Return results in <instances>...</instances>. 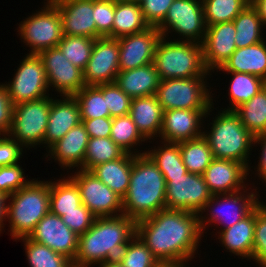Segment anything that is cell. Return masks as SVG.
Returning <instances> with one entry per match:
<instances>
[{
  "label": "cell",
  "instance_id": "1",
  "mask_svg": "<svg viewBox=\"0 0 266 267\" xmlns=\"http://www.w3.org/2000/svg\"><path fill=\"white\" fill-rule=\"evenodd\" d=\"M199 216L165 208L136 221V235L160 264L187 266L203 236Z\"/></svg>",
  "mask_w": 266,
  "mask_h": 267
},
{
  "label": "cell",
  "instance_id": "2",
  "mask_svg": "<svg viewBox=\"0 0 266 267\" xmlns=\"http://www.w3.org/2000/svg\"><path fill=\"white\" fill-rule=\"evenodd\" d=\"M136 235V221L125 214L96 217L91 228L78 237L73 267H90L116 260Z\"/></svg>",
  "mask_w": 266,
  "mask_h": 267
},
{
  "label": "cell",
  "instance_id": "3",
  "mask_svg": "<svg viewBox=\"0 0 266 267\" xmlns=\"http://www.w3.org/2000/svg\"><path fill=\"white\" fill-rule=\"evenodd\" d=\"M166 181L146 155L133 154L127 194L122 199L123 214L138 221L166 208Z\"/></svg>",
  "mask_w": 266,
  "mask_h": 267
},
{
  "label": "cell",
  "instance_id": "4",
  "mask_svg": "<svg viewBox=\"0 0 266 267\" xmlns=\"http://www.w3.org/2000/svg\"><path fill=\"white\" fill-rule=\"evenodd\" d=\"M216 116L211 123V130L208 133L207 130L203 131V137L209 143L213 158L237 161L249 172L248 158L252 146H255V136L244 127L234 110L225 108Z\"/></svg>",
  "mask_w": 266,
  "mask_h": 267
},
{
  "label": "cell",
  "instance_id": "5",
  "mask_svg": "<svg viewBox=\"0 0 266 267\" xmlns=\"http://www.w3.org/2000/svg\"><path fill=\"white\" fill-rule=\"evenodd\" d=\"M7 219L14 239L28 237L37 223L50 212L49 182L31 180L8 196Z\"/></svg>",
  "mask_w": 266,
  "mask_h": 267
},
{
  "label": "cell",
  "instance_id": "6",
  "mask_svg": "<svg viewBox=\"0 0 266 267\" xmlns=\"http://www.w3.org/2000/svg\"><path fill=\"white\" fill-rule=\"evenodd\" d=\"M159 40L153 64L160 80L173 78H192L208 76L210 72L205 67L202 44L182 41Z\"/></svg>",
  "mask_w": 266,
  "mask_h": 267
},
{
  "label": "cell",
  "instance_id": "7",
  "mask_svg": "<svg viewBox=\"0 0 266 267\" xmlns=\"http://www.w3.org/2000/svg\"><path fill=\"white\" fill-rule=\"evenodd\" d=\"M206 77L160 80L156 96L163 111L171 109H210L213 105V99L212 92L206 88L209 87L205 83Z\"/></svg>",
  "mask_w": 266,
  "mask_h": 267
},
{
  "label": "cell",
  "instance_id": "8",
  "mask_svg": "<svg viewBox=\"0 0 266 267\" xmlns=\"http://www.w3.org/2000/svg\"><path fill=\"white\" fill-rule=\"evenodd\" d=\"M52 97L23 102L14 106L9 136L24 148L44 144Z\"/></svg>",
  "mask_w": 266,
  "mask_h": 267
},
{
  "label": "cell",
  "instance_id": "9",
  "mask_svg": "<svg viewBox=\"0 0 266 267\" xmlns=\"http://www.w3.org/2000/svg\"><path fill=\"white\" fill-rule=\"evenodd\" d=\"M43 9L21 21L17 32L30 53L57 47L63 38L62 20L57 7L44 5Z\"/></svg>",
  "mask_w": 266,
  "mask_h": 267
},
{
  "label": "cell",
  "instance_id": "10",
  "mask_svg": "<svg viewBox=\"0 0 266 267\" xmlns=\"http://www.w3.org/2000/svg\"><path fill=\"white\" fill-rule=\"evenodd\" d=\"M157 29L163 37L173 31L182 36L183 41L202 44L207 29L202 0H174Z\"/></svg>",
  "mask_w": 266,
  "mask_h": 267
},
{
  "label": "cell",
  "instance_id": "11",
  "mask_svg": "<svg viewBox=\"0 0 266 267\" xmlns=\"http://www.w3.org/2000/svg\"><path fill=\"white\" fill-rule=\"evenodd\" d=\"M245 189L244 191L239 190L232 193L216 194L211 196L203 211L199 214L200 229L202 233H204L203 230H206V225H212L213 222L216 224L218 223L217 225H225L219 230L229 228L245 218L258 205L259 198L257 196L259 195L253 191L249 193L247 192L248 189ZM214 205L217 206L214 207ZM205 210H207V212L209 211L210 214L207 213V215L210 217L207 218L201 216L203 212H206Z\"/></svg>",
  "mask_w": 266,
  "mask_h": 267
},
{
  "label": "cell",
  "instance_id": "12",
  "mask_svg": "<svg viewBox=\"0 0 266 267\" xmlns=\"http://www.w3.org/2000/svg\"><path fill=\"white\" fill-rule=\"evenodd\" d=\"M19 65L13 80L4 83L14 106L49 96L44 64L39 55L26 54Z\"/></svg>",
  "mask_w": 266,
  "mask_h": 267
},
{
  "label": "cell",
  "instance_id": "13",
  "mask_svg": "<svg viewBox=\"0 0 266 267\" xmlns=\"http://www.w3.org/2000/svg\"><path fill=\"white\" fill-rule=\"evenodd\" d=\"M166 181V209L200 214L212 194L201 174L187 172Z\"/></svg>",
  "mask_w": 266,
  "mask_h": 267
},
{
  "label": "cell",
  "instance_id": "14",
  "mask_svg": "<svg viewBox=\"0 0 266 267\" xmlns=\"http://www.w3.org/2000/svg\"><path fill=\"white\" fill-rule=\"evenodd\" d=\"M77 170L74 175H68V178L78 187L83 205L96 217L118 216L123 214L122 199L114 191L90 171Z\"/></svg>",
  "mask_w": 266,
  "mask_h": 267
},
{
  "label": "cell",
  "instance_id": "15",
  "mask_svg": "<svg viewBox=\"0 0 266 267\" xmlns=\"http://www.w3.org/2000/svg\"><path fill=\"white\" fill-rule=\"evenodd\" d=\"M38 55L44 64L49 89L50 86L55 88L60 96H74L85 86L83 70L66 59L58 47L43 50Z\"/></svg>",
  "mask_w": 266,
  "mask_h": 267
},
{
  "label": "cell",
  "instance_id": "16",
  "mask_svg": "<svg viewBox=\"0 0 266 267\" xmlns=\"http://www.w3.org/2000/svg\"><path fill=\"white\" fill-rule=\"evenodd\" d=\"M119 71L118 39H95L91 57L83 70L85 86L113 83Z\"/></svg>",
  "mask_w": 266,
  "mask_h": 267
},
{
  "label": "cell",
  "instance_id": "17",
  "mask_svg": "<svg viewBox=\"0 0 266 267\" xmlns=\"http://www.w3.org/2000/svg\"><path fill=\"white\" fill-rule=\"evenodd\" d=\"M78 237L58 215L47 213L35 226L28 238L48 246L72 262L78 250Z\"/></svg>",
  "mask_w": 266,
  "mask_h": 267
},
{
  "label": "cell",
  "instance_id": "18",
  "mask_svg": "<svg viewBox=\"0 0 266 267\" xmlns=\"http://www.w3.org/2000/svg\"><path fill=\"white\" fill-rule=\"evenodd\" d=\"M161 37L157 26H150L140 33L118 38L120 71L153 63L156 46Z\"/></svg>",
  "mask_w": 266,
  "mask_h": 267
},
{
  "label": "cell",
  "instance_id": "19",
  "mask_svg": "<svg viewBox=\"0 0 266 267\" xmlns=\"http://www.w3.org/2000/svg\"><path fill=\"white\" fill-rule=\"evenodd\" d=\"M211 108H213L212 105L210 109H171L164 111L159 137L163 142L180 143L203 136V130L200 129L203 124L201 121L210 115Z\"/></svg>",
  "mask_w": 266,
  "mask_h": 267
},
{
  "label": "cell",
  "instance_id": "20",
  "mask_svg": "<svg viewBox=\"0 0 266 267\" xmlns=\"http://www.w3.org/2000/svg\"><path fill=\"white\" fill-rule=\"evenodd\" d=\"M236 27L234 22H223L207 26L202 43L203 59L209 72L218 71L234 53Z\"/></svg>",
  "mask_w": 266,
  "mask_h": 267
},
{
  "label": "cell",
  "instance_id": "21",
  "mask_svg": "<svg viewBox=\"0 0 266 267\" xmlns=\"http://www.w3.org/2000/svg\"><path fill=\"white\" fill-rule=\"evenodd\" d=\"M202 175L209 192L216 195L244 190L246 188L244 181L249 173L242 163L213 158Z\"/></svg>",
  "mask_w": 266,
  "mask_h": 267
},
{
  "label": "cell",
  "instance_id": "22",
  "mask_svg": "<svg viewBox=\"0 0 266 267\" xmlns=\"http://www.w3.org/2000/svg\"><path fill=\"white\" fill-rule=\"evenodd\" d=\"M81 122L80 108L74 96H63L62 100L52 99L44 137V145L47 144L46 149H49Z\"/></svg>",
  "mask_w": 266,
  "mask_h": 267
},
{
  "label": "cell",
  "instance_id": "23",
  "mask_svg": "<svg viewBox=\"0 0 266 267\" xmlns=\"http://www.w3.org/2000/svg\"><path fill=\"white\" fill-rule=\"evenodd\" d=\"M63 35L98 38L94 20L93 0H73L57 6Z\"/></svg>",
  "mask_w": 266,
  "mask_h": 267
},
{
  "label": "cell",
  "instance_id": "24",
  "mask_svg": "<svg viewBox=\"0 0 266 267\" xmlns=\"http://www.w3.org/2000/svg\"><path fill=\"white\" fill-rule=\"evenodd\" d=\"M89 135L82 124L70 129L63 138L54 143L48 151V156L55 160L66 169L78 167L84 170V157L89 142Z\"/></svg>",
  "mask_w": 266,
  "mask_h": 267
},
{
  "label": "cell",
  "instance_id": "25",
  "mask_svg": "<svg viewBox=\"0 0 266 267\" xmlns=\"http://www.w3.org/2000/svg\"><path fill=\"white\" fill-rule=\"evenodd\" d=\"M163 112L157 96L152 95L132 98L129 115L141 135L151 140L160 136Z\"/></svg>",
  "mask_w": 266,
  "mask_h": 267
},
{
  "label": "cell",
  "instance_id": "26",
  "mask_svg": "<svg viewBox=\"0 0 266 267\" xmlns=\"http://www.w3.org/2000/svg\"><path fill=\"white\" fill-rule=\"evenodd\" d=\"M255 231V208L242 220L229 228L223 229L218 239L225 249L236 256L252 259Z\"/></svg>",
  "mask_w": 266,
  "mask_h": 267
},
{
  "label": "cell",
  "instance_id": "27",
  "mask_svg": "<svg viewBox=\"0 0 266 267\" xmlns=\"http://www.w3.org/2000/svg\"><path fill=\"white\" fill-rule=\"evenodd\" d=\"M160 78L155 65L119 71L115 83L131 98L156 95Z\"/></svg>",
  "mask_w": 266,
  "mask_h": 267
},
{
  "label": "cell",
  "instance_id": "28",
  "mask_svg": "<svg viewBox=\"0 0 266 267\" xmlns=\"http://www.w3.org/2000/svg\"><path fill=\"white\" fill-rule=\"evenodd\" d=\"M240 72L258 76L266 81V42L237 48L219 71Z\"/></svg>",
  "mask_w": 266,
  "mask_h": 267
},
{
  "label": "cell",
  "instance_id": "29",
  "mask_svg": "<svg viewBox=\"0 0 266 267\" xmlns=\"http://www.w3.org/2000/svg\"><path fill=\"white\" fill-rule=\"evenodd\" d=\"M133 154L94 166L90 172L107 185L121 199L127 194L132 172Z\"/></svg>",
  "mask_w": 266,
  "mask_h": 267
},
{
  "label": "cell",
  "instance_id": "30",
  "mask_svg": "<svg viewBox=\"0 0 266 267\" xmlns=\"http://www.w3.org/2000/svg\"><path fill=\"white\" fill-rule=\"evenodd\" d=\"M148 23L144 20L139 3L115 0L112 38L118 39L146 30Z\"/></svg>",
  "mask_w": 266,
  "mask_h": 267
},
{
  "label": "cell",
  "instance_id": "31",
  "mask_svg": "<svg viewBox=\"0 0 266 267\" xmlns=\"http://www.w3.org/2000/svg\"><path fill=\"white\" fill-rule=\"evenodd\" d=\"M66 178L58 179V182L49 181L50 212L60 217L82 204L78 187L70 178Z\"/></svg>",
  "mask_w": 266,
  "mask_h": 267
},
{
  "label": "cell",
  "instance_id": "32",
  "mask_svg": "<svg viewBox=\"0 0 266 267\" xmlns=\"http://www.w3.org/2000/svg\"><path fill=\"white\" fill-rule=\"evenodd\" d=\"M233 22L236 27V48L252 46L264 40L262 38L264 24L253 6L247 5Z\"/></svg>",
  "mask_w": 266,
  "mask_h": 267
},
{
  "label": "cell",
  "instance_id": "33",
  "mask_svg": "<svg viewBox=\"0 0 266 267\" xmlns=\"http://www.w3.org/2000/svg\"><path fill=\"white\" fill-rule=\"evenodd\" d=\"M158 149L146 151L145 154L154 162L165 180L184 176L188 171L183 163L179 143L163 142ZM164 144V145H163Z\"/></svg>",
  "mask_w": 266,
  "mask_h": 267
},
{
  "label": "cell",
  "instance_id": "34",
  "mask_svg": "<svg viewBox=\"0 0 266 267\" xmlns=\"http://www.w3.org/2000/svg\"><path fill=\"white\" fill-rule=\"evenodd\" d=\"M234 111L251 134L266 133V86Z\"/></svg>",
  "mask_w": 266,
  "mask_h": 267
},
{
  "label": "cell",
  "instance_id": "35",
  "mask_svg": "<svg viewBox=\"0 0 266 267\" xmlns=\"http://www.w3.org/2000/svg\"><path fill=\"white\" fill-rule=\"evenodd\" d=\"M183 163L190 173L203 174L213 160L208 141L203 137L179 143Z\"/></svg>",
  "mask_w": 266,
  "mask_h": 267
},
{
  "label": "cell",
  "instance_id": "36",
  "mask_svg": "<svg viewBox=\"0 0 266 267\" xmlns=\"http://www.w3.org/2000/svg\"><path fill=\"white\" fill-rule=\"evenodd\" d=\"M231 74L232 80L229 89V99L232 103L227 110H235L243 103L249 101L255 96L263 87L266 86V81L262 78L240 72H227Z\"/></svg>",
  "mask_w": 266,
  "mask_h": 267
},
{
  "label": "cell",
  "instance_id": "37",
  "mask_svg": "<svg viewBox=\"0 0 266 267\" xmlns=\"http://www.w3.org/2000/svg\"><path fill=\"white\" fill-rule=\"evenodd\" d=\"M110 138L126 153L145 154V151L142 153L134 151L133 153L131 150L138 143L140 144L147 140L138 131L136 124L132 121L129 114L112 118Z\"/></svg>",
  "mask_w": 266,
  "mask_h": 267
},
{
  "label": "cell",
  "instance_id": "38",
  "mask_svg": "<svg viewBox=\"0 0 266 267\" xmlns=\"http://www.w3.org/2000/svg\"><path fill=\"white\" fill-rule=\"evenodd\" d=\"M125 153L110 137L89 138L84 157V170L90 171L96 165L119 159Z\"/></svg>",
  "mask_w": 266,
  "mask_h": 267
},
{
  "label": "cell",
  "instance_id": "39",
  "mask_svg": "<svg viewBox=\"0 0 266 267\" xmlns=\"http://www.w3.org/2000/svg\"><path fill=\"white\" fill-rule=\"evenodd\" d=\"M17 240H23L27 260L31 267H73V263L69 258L53 251L48 246L36 243L28 237H22Z\"/></svg>",
  "mask_w": 266,
  "mask_h": 267
},
{
  "label": "cell",
  "instance_id": "40",
  "mask_svg": "<svg viewBox=\"0 0 266 267\" xmlns=\"http://www.w3.org/2000/svg\"><path fill=\"white\" fill-rule=\"evenodd\" d=\"M74 98L78 102L81 119L110 117L106 98L97 86H84Z\"/></svg>",
  "mask_w": 266,
  "mask_h": 267
},
{
  "label": "cell",
  "instance_id": "41",
  "mask_svg": "<svg viewBox=\"0 0 266 267\" xmlns=\"http://www.w3.org/2000/svg\"><path fill=\"white\" fill-rule=\"evenodd\" d=\"M203 13L207 26L232 22L247 6L243 0H202Z\"/></svg>",
  "mask_w": 266,
  "mask_h": 267
},
{
  "label": "cell",
  "instance_id": "42",
  "mask_svg": "<svg viewBox=\"0 0 266 267\" xmlns=\"http://www.w3.org/2000/svg\"><path fill=\"white\" fill-rule=\"evenodd\" d=\"M94 42L95 39L90 37L64 35L57 47L73 65L84 70L91 57Z\"/></svg>",
  "mask_w": 266,
  "mask_h": 267
},
{
  "label": "cell",
  "instance_id": "43",
  "mask_svg": "<svg viewBox=\"0 0 266 267\" xmlns=\"http://www.w3.org/2000/svg\"><path fill=\"white\" fill-rule=\"evenodd\" d=\"M116 260L122 267H157L160 264L137 235L127 243Z\"/></svg>",
  "mask_w": 266,
  "mask_h": 267
},
{
  "label": "cell",
  "instance_id": "44",
  "mask_svg": "<svg viewBox=\"0 0 266 267\" xmlns=\"http://www.w3.org/2000/svg\"><path fill=\"white\" fill-rule=\"evenodd\" d=\"M96 86L106 98L111 118L129 114L132 98L123 92L115 82Z\"/></svg>",
  "mask_w": 266,
  "mask_h": 267
},
{
  "label": "cell",
  "instance_id": "45",
  "mask_svg": "<svg viewBox=\"0 0 266 267\" xmlns=\"http://www.w3.org/2000/svg\"><path fill=\"white\" fill-rule=\"evenodd\" d=\"M93 12L98 38H112L115 0H93Z\"/></svg>",
  "mask_w": 266,
  "mask_h": 267
},
{
  "label": "cell",
  "instance_id": "46",
  "mask_svg": "<svg viewBox=\"0 0 266 267\" xmlns=\"http://www.w3.org/2000/svg\"><path fill=\"white\" fill-rule=\"evenodd\" d=\"M252 259L259 267H266V212L255 207V231Z\"/></svg>",
  "mask_w": 266,
  "mask_h": 267
},
{
  "label": "cell",
  "instance_id": "47",
  "mask_svg": "<svg viewBox=\"0 0 266 267\" xmlns=\"http://www.w3.org/2000/svg\"><path fill=\"white\" fill-rule=\"evenodd\" d=\"M24 171L20 164L0 167V191L10 196L25 187L30 180L24 179Z\"/></svg>",
  "mask_w": 266,
  "mask_h": 267
},
{
  "label": "cell",
  "instance_id": "48",
  "mask_svg": "<svg viewBox=\"0 0 266 267\" xmlns=\"http://www.w3.org/2000/svg\"><path fill=\"white\" fill-rule=\"evenodd\" d=\"M61 218L77 236H80L91 228L96 216L81 204L74 211L64 212Z\"/></svg>",
  "mask_w": 266,
  "mask_h": 267
},
{
  "label": "cell",
  "instance_id": "49",
  "mask_svg": "<svg viewBox=\"0 0 266 267\" xmlns=\"http://www.w3.org/2000/svg\"><path fill=\"white\" fill-rule=\"evenodd\" d=\"M174 0H143L140 3L144 20L149 26H158L166 17Z\"/></svg>",
  "mask_w": 266,
  "mask_h": 267
},
{
  "label": "cell",
  "instance_id": "50",
  "mask_svg": "<svg viewBox=\"0 0 266 267\" xmlns=\"http://www.w3.org/2000/svg\"><path fill=\"white\" fill-rule=\"evenodd\" d=\"M23 146L9 135H0V167L20 163Z\"/></svg>",
  "mask_w": 266,
  "mask_h": 267
},
{
  "label": "cell",
  "instance_id": "51",
  "mask_svg": "<svg viewBox=\"0 0 266 267\" xmlns=\"http://www.w3.org/2000/svg\"><path fill=\"white\" fill-rule=\"evenodd\" d=\"M14 104L10 99L6 86L0 84V135H8L13 118Z\"/></svg>",
  "mask_w": 266,
  "mask_h": 267
},
{
  "label": "cell",
  "instance_id": "52",
  "mask_svg": "<svg viewBox=\"0 0 266 267\" xmlns=\"http://www.w3.org/2000/svg\"><path fill=\"white\" fill-rule=\"evenodd\" d=\"M90 138L110 137L112 128L111 117H101L94 119H81Z\"/></svg>",
  "mask_w": 266,
  "mask_h": 267
},
{
  "label": "cell",
  "instance_id": "53",
  "mask_svg": "<svg viewBox=\"0 0 266 267\" xmlns=\"http://www.w3.org/2000/svg\"><path fill=\"white\" fill-rule=\"evenodd\" d=\"M258 143V145L259 144H261V157H259L260 158V160H259V162H258V166H257V170H255V171H257L256 173H257V175H258V177H260V179H262V182L264 183V181H265V183H266V133H262V134H259V135H257V136H255L254 137V142H253V144H257ZM264 180V181H263Z\"/></svg>",
  "mask_w": 266,
  "mask_h": 267
},
{
  "label": "cell",
  "instance_id": "54",
  "mask_svg": "<svg viewBox=\"0 0 266 267\" xmlns=\"http://www.w3.org/2000/svg\"><path fill=\"white\" fill-rule=\"evenodd\" d=\"M7 200L8 196L0 191V233L2 232V228L5 225L3 222L7 218Z\"/></svg>",
  "mask_w": 266,
  "mask_h": 267
},
{
  "label": "cell",
  "instance_id": "55",
  "mask_svg": "<svg viewBox=\"0 0 266 267\" xmlns=\"http://www.w3.org/2000/svg\"><path fill=\"white\" fill-rule=\"evenodd\" d=\"M258 12L260 19L266 26V0H258L254 5H252Z\"/></svg>",
  "mask_w": 266,
  "mask_h": 267
},
{
  "label": "cell",
  "instance_id": "56",
  "mask_svg": "<svg viewBox=\"0 0 266 267\" xmlns=\"http://www.w3.org/2000/svg\"><path fill=\"white\" fill-rule=\"evenodd\" d=\"M69 1H73V0H47V2H44L45 5L47 6H54L57 7L63 3L69 2Z\"/></svg>",
  "mask_w": 266,
  "mask_h": 267
},
{
  "label": "cell",
  "instance_id": "57",
  "mask_svg": "<svg viewBox=\"0 0 266 267\" xmlns=\"http://www.w3.org/2000/svg\"><path fill=\"white\" fill-rule=\"evenodd\" d=\"M98 267H122V266L117 260H113V261H107L102 264H99Z\"/></svg>",
  "mask_w": 266,
  "mask_h": 267
},
{
  "label": "cell",
  "instance_id": "58",
  "mask_svg": "<svg viewBox=\"0 0 266 267\" xmlns=\"http://www.w3.org/2000/svg\"><path fill=\"white\" fill-rule=\"evenodd\" d=\"M157 267H186L180 264H159Z\"/></svg>",
  "mask_w": 266,
  "mask_h": 267
},
{
  "label": "cell",
  "instance_id": "59",
  "mask_svg": "<svg viewBox=\"0 0 266 267\" xmlns=\"http://www.w3.org/2000/svg\"><path fill=\"white\" fill-rule=\"evenodd\" d=\"M247 5H254L258 0H243Z\"/></svg>",
  "mask_w": 266,
  "mask_h": 267
},
{
  "label": "cell",
  "instance_id": "60",
  "mask_svg": "<svg viewBox=\"0 0 266 267\" xmlns=\"http://www.w3.org/2000/svg\"><path fill=\"white\" fill-rule=\"evenodd\" d=\"M258 205L260 206V208H262L266 212V204L263 203V201H262V203L260 201H258Z\"/></svg>",
  "mask_w": 266,
  "mask_h": 267
},
{
  "label": "cell",
  "instance_id": "61",
  "mask_svg": "<svg viewBox=\"0 0 266 267\" xmlns=\"http://www.w3.org/2000/svg\"><path fill=\"white\" fill-rule=\"evenodd\" d=\"M125 1H128V2H134V3H141V1H143V0H125Z\"/></svg>",
  "mask_w": 266,
  "mask_h": 267
}]
</instances>
